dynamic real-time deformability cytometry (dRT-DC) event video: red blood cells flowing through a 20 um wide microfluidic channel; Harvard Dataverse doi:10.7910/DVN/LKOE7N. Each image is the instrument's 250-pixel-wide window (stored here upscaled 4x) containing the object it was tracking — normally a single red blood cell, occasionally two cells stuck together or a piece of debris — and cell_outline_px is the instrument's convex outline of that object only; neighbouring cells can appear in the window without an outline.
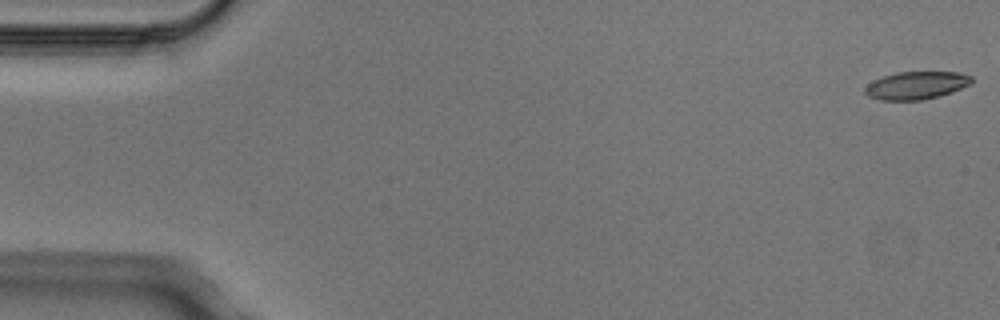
{"species": "Egyptian fruit bat (a non-hibernating species)", "species_latin": "Rousettus aegyptiacus", "temperature_condition": "cold", "stored_images_in_passage": 6, "camera_frame_rate_fps": 3000, "um_per_image_px": 0.085, "animal": {"sex": "male"}, "frame": {"image": 1, "passage_image": 1, "time_ms": 0.0, "image_size_px": [1000, 320], "cell_outline_px": [[972, 84], [936, 96], [920, 100], [880, 100], [868, 96], [864, 92], [864, 88], [872, 80], [896, 72], [960, 72], [972, 76]], "centroid_in_image_um": [77.85, 7.24], "position_along_channel_um": 7.1, "area_um2": 17.11}}
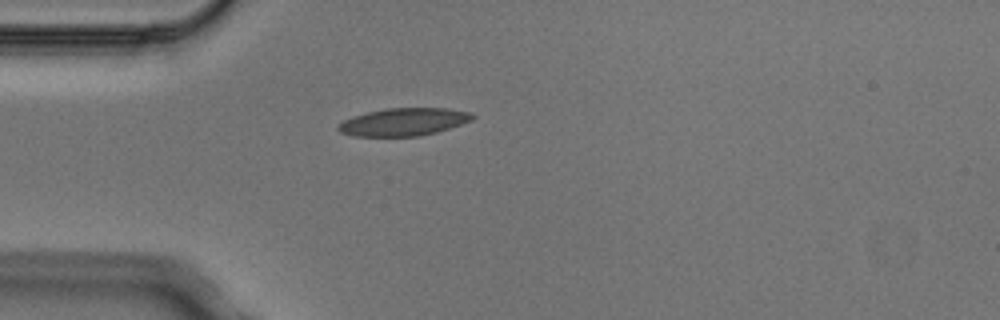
{"frame": {"image": 2, "passage_image": 6, "time_ms": 1.667, "image_size_px": [1000, 320], "cell_outline_px": [[476, 116], [472, 120], [436, 132], [420, 136], [352, 136], [340, 132], [336, 128], [344, 120], [352, 116], [384, 108], [444, 108], [472, 112]], "centroid_in_image_um": [34.3, 10.36], "position_along_channel_um": 50.7, "area_um2": 21.62}}